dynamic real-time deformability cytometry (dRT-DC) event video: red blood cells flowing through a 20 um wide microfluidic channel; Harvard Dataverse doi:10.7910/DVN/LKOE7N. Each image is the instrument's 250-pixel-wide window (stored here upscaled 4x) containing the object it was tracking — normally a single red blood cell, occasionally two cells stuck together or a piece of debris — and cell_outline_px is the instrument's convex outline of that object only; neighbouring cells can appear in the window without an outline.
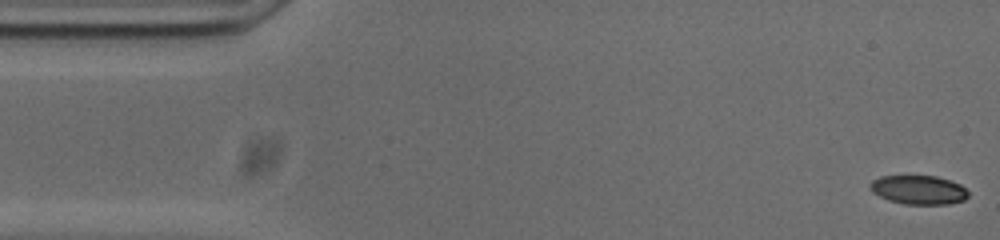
{"species": "common noctule bat (a hibernating species)", "species_latin": "Nyctalus noctula", "temperature_condition": "cold", "stored_images_in_passage": 53, "camera_frame_rate_fps": 3000, "um_per_image_px": 0.085, "animal": {"sex": "male", "body_mass_g": 20.0, "forearm_length_mm": 53.3}, "frame": {"image": 1, "passage_image": 1, "time_ms": 0.0, "image_size_px": [1000, 240], "cell_outline_px": [[968, 196], [964, 200], [948, 204], [904, 204], [888, 200], [872, 192], [868, 184], [872, 180], [880, 176], [936, 176], [960, 184], [968, 192]], "centroid_in_image_um": [78.05, 16.14], "position_along_channel_um": 6.9, "area_um2": 16.53}}
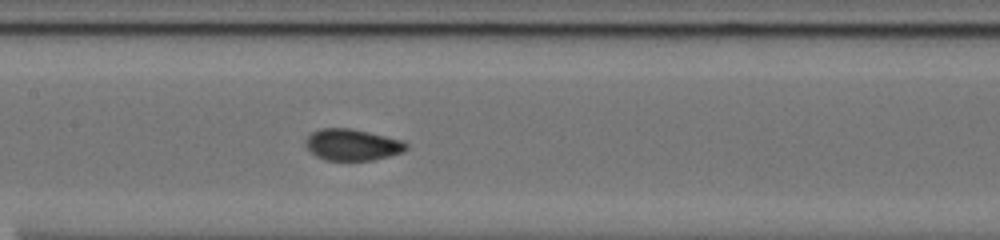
{"frame": {"image": 2, "passage_image": 24, "time_ms": 7.667, "image_size_px": [1000, 240], "cell_outline_px": [[408, 148], [404, 152], [372, 160], [328, 160], [316, 156], [304, 144], [304, 140], [312, 132], [320, 128], [352, 128], [404, 140], [408, 144]], "centroid_in_image_um": [29.97, 12.29], "position_along_channel_um": 177.4, "area_um2": 18.55}}
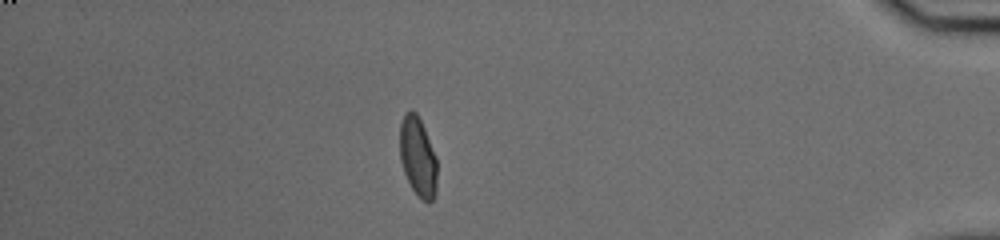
{"frame": {"image": 3, "passage_image": 46, "time_ms": 15.0, "image_size_px": [1000, 240], "cell_outline_px": [[436, 192], [432, 200], [428, 204], [420, 200], [412, 188], [404, 172], [400, 160], [400, 124], [404, 116], [408, 112], [416, 112], [424, 128], [436, 156]], "centroid_in_image_um": [35.52, 13.39], "position_along_channel_um": 399.7, "area_um2": 17.11}, "authors_computed_cell_mechanics": {"area_um2": 17.6868, "velocity_mm_per_s": 3.736, "shape_relaxation_time_tau1_ms": null, "shape_relaxation_time_tau2_ms": 1.1729, "deformation_change_tau1": null, "deformation_change_tau2": 0.044}}